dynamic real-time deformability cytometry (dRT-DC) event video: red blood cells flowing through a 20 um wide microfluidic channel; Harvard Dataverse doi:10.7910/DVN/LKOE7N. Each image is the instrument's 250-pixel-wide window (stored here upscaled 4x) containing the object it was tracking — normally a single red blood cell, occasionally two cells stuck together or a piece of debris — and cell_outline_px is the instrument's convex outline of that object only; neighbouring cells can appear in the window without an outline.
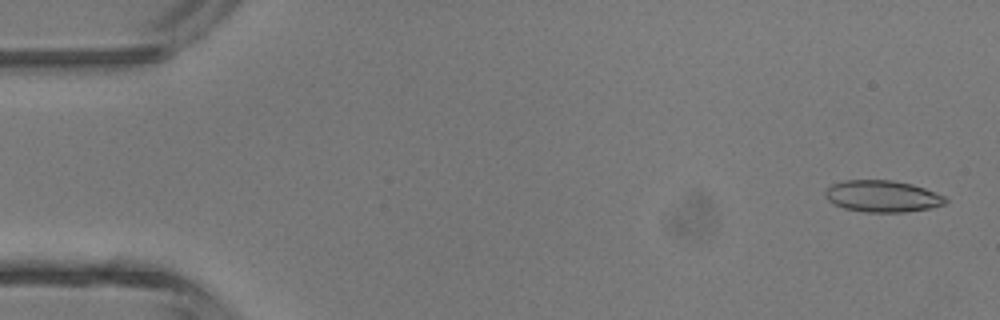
{"species": "common noctule bat (a hibernating species)", "species_latin": "Nyctalus noctula", "temperature_condition": "room temperature", "stored_images_in_passage": 46, "camera_frame_rate_fps": 3000, "um_per_image_px": 0.085, "animal": {"sex": "male", "body_mass_g": 13.3}, "frame": {"image": 1, "passage_image": 2, "time_ms": 0.333, "image_size_px": [1000, 320], "cell_outline_px": [[948, 204], [932, 208], [904, 212], [864, 212], [844, 208], [832, 204], [824, 196], [824, 192], [832, 184], [844, 180], [892, 180], [912, 184], [924, 188], [944, 196], [948, 200]], "centroid_in_image_um": [75.01, 16.69], "position_along_channel_um": 10.0, "area_um2": 22.37}}
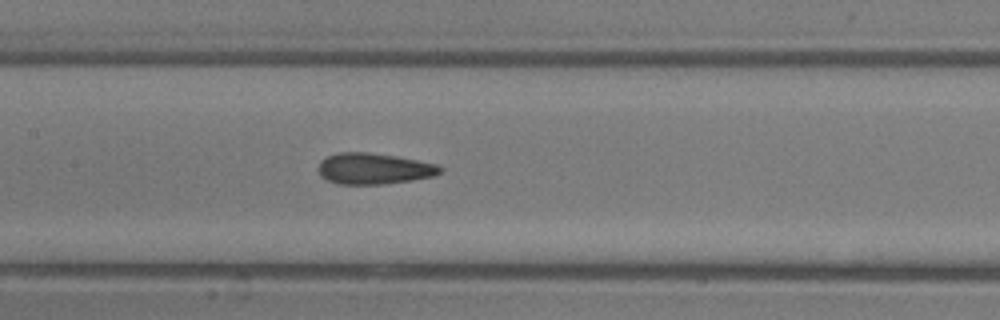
{"frame": {"image": 2, "passage_image": 22, "time_ms": 7.0, "image_size_px": [1000, 320], "cell_outline_px": [[444, 168], [440, 172], [432, 176], [412, 180], [384, 184], [340, 184], [328, 180], [320, 176], [316, 168], [320, 160], [328, 156], [340, 152], [368, 152], [396, 156], [436, 164]], "centroid_in_image_um": [31.73, 14.33], "position_along_channel_um": 175.7, "area_um2": 22.08}}
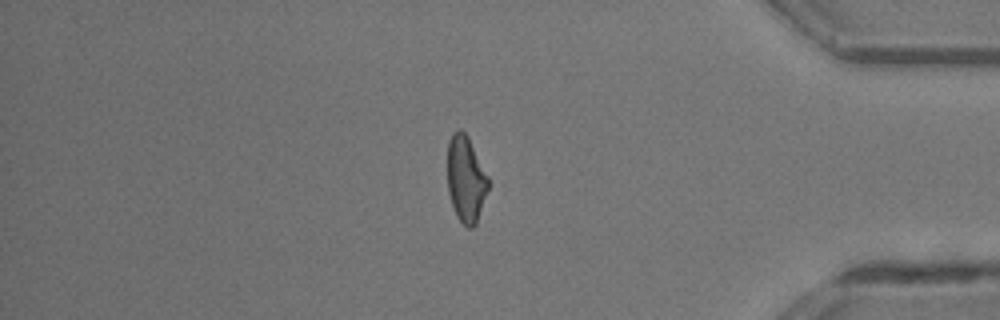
{"frame": {"image": 3, "passage_image": 39, "time_ms": 12.667, "image_size_px": [1000, 320], "cell_outline_px": [[488, 188], [476, 224], [472, 228], [468, 228], [456, 216], [448, 192], [448, 140], [452, 132], [456, 128], [460, 128], [468, 136], [488, 176]], "centroid_in_image_um": [39.58, 15.18], "position_along_channel_um": 395.6, "area_um2": 20.46}, "authors_computed_cell_mechanics": {"area_um2": 21.7617, "velocity_mm_per_s": 4.4596, "shape_relaxation_time_tau1_ms": null, "shape_relaxation_time_tau2_ms": 1.3694, "deformation_change_tau1": null, "deformation_change_tau2": 0.0849}}